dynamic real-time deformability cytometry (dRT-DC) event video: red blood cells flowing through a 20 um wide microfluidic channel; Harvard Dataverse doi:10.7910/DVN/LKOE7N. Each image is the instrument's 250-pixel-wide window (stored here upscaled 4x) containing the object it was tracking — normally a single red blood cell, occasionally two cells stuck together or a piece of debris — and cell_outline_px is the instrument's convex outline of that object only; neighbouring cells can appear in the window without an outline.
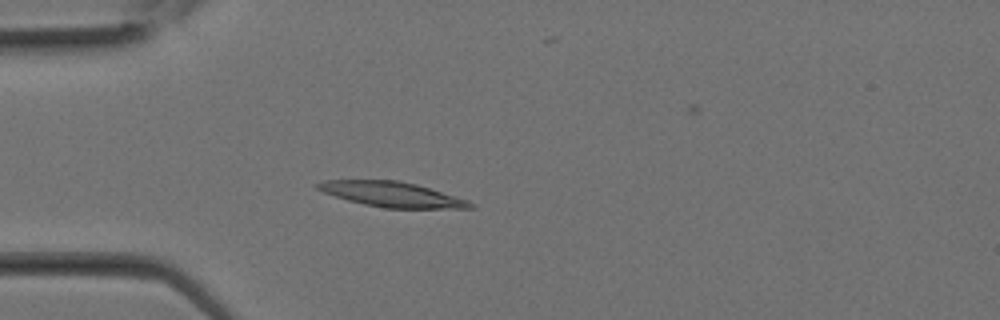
{"species": "Egyptian fruit bat (a non-hibernating species)", "species_latin": "Rousettus aegyptiacus", "temperature_condition": "room temperature", "stored_images_in_passage": 5, "camera_frame_rate_fps": 3000, "um_per_image_px": 0.085, "animal": {"sex": "female"}, "frame": {"image": 1, "passage_image": 1, "time_ms": 0.0, "image_size_px": [1000, 320], "cell_outline_px": [[476, 208], [384, 208], [364, 204], [348, 200], [324, 192], [316, 188], [312, 184], [324, 180], [396, 180], [416, 184], [468, 200], [476, 204]], "centroid_in_image_um": [33.31, 16.52], "position_along_channel_um": 51.7, "area_um2": 22.2}}
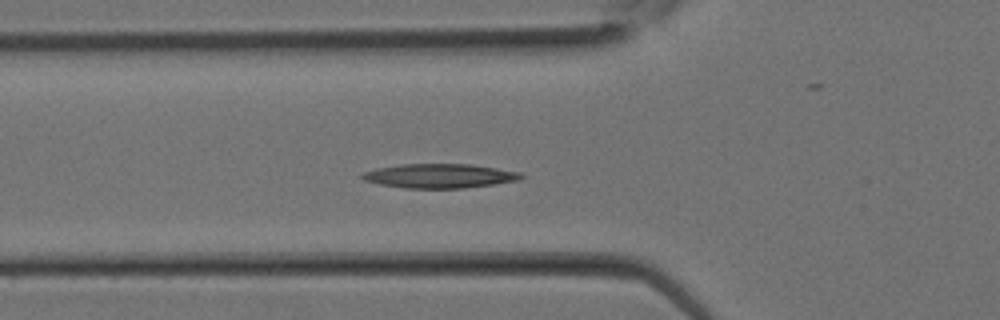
{"frame": {"image": 2, "passage_image": 3, "time_ms": 0.667, "image_size_px": [1000, 320], "cell_outline_px": [[524, 176], [520, 180], [464, 188], [404, 188], [380, 184], [364, 180], [360, 176], [364, 172], [376, 168], [400, 164], [472, 164], [520, 172]], "centroid_in_image_um": [37.36, 14.95], "position_along_channel_um": 88.4, "area_um2": 22.37}}
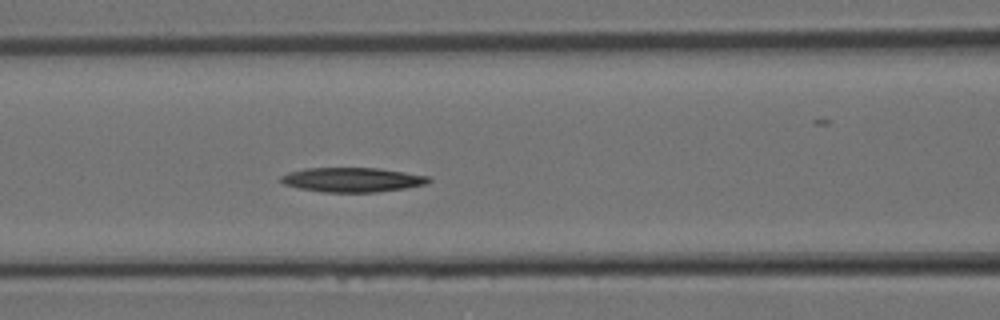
{"frame": {"image": 3, "passage_image": 5, "time_ms": 1.333, "image_size_px": [1000, 320], "cell_outline_px": [[432, 180], [428, 184], [404, 188], [376, 192], [320, 192], [300, 188], [284, 184], [276, 180], [280, 176], [288, 172], [304, 168], [376, 168], [404, 172], [428, 176]], "centroid_in_image_um": [29.9, 15.28], "position_along_channel_um": 136.7, "area_um2": 21.15}}